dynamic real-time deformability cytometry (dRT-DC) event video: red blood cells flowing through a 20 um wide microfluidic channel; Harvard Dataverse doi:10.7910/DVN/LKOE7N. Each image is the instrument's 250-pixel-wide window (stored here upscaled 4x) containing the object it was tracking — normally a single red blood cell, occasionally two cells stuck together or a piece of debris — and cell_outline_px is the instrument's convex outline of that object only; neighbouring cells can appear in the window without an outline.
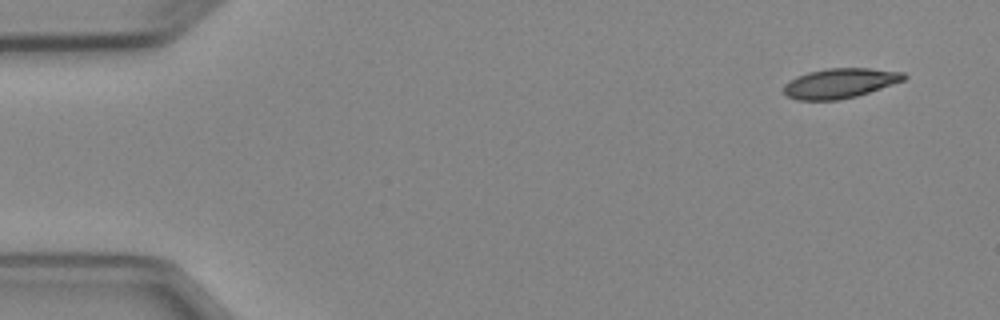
{"species": "Egyptian fruit bat (a non-hibernating species)", "species_latin": "Rousettus aegyptiacus", "temperature_condition": "cold", "stored_images_in_passage": 4, "camera_frame_rate_fps": 3000, "um_per_image_px": 0.085, "animal": {"sex": "female"}, "frame": {"image": 1, "passage_image": 1, "time_ms": 0.0, "image_size_px": [1000, 320], "cell_outline_px": [[908, 76], [904, 80], [856, 96], [836, 100], [796, 100], [788, 96], [784, 92], [784, 84], [796, 76], [808, 72], [828, 68], [868, 68], [904, 72]], "centroid_in_image_um": [71.38, 7.07], "position_along_channel_um": 13.6, "area_um2": 20.75}}
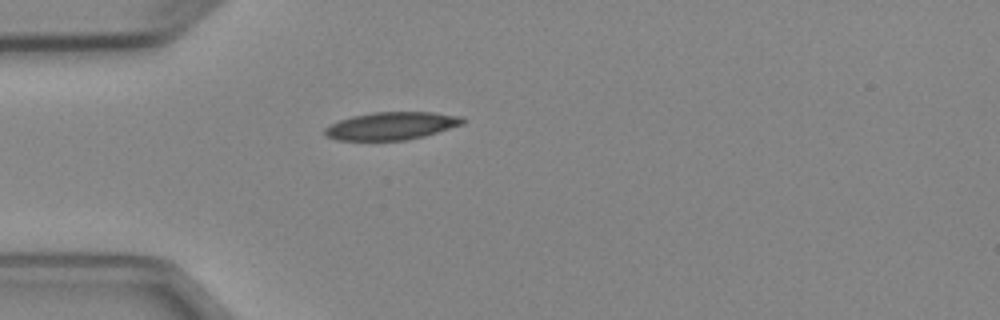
{"frame": {"image": 2, "passage_image": 4, "time_ms": 3.667, "image_size_px": [1000, 320], "cell_outline_px": [[464, 124], [424, 136], [404, 140], [336, 140], [328, 136], [324, 132], [324, 128], [340, 120], [352, 116], [372, 112], [432, 112], [464, 116]], "centroid_in_image_um": [33.3, 10.69], "position_along_channel_um": 51.7, "area_um2": 22.2}}